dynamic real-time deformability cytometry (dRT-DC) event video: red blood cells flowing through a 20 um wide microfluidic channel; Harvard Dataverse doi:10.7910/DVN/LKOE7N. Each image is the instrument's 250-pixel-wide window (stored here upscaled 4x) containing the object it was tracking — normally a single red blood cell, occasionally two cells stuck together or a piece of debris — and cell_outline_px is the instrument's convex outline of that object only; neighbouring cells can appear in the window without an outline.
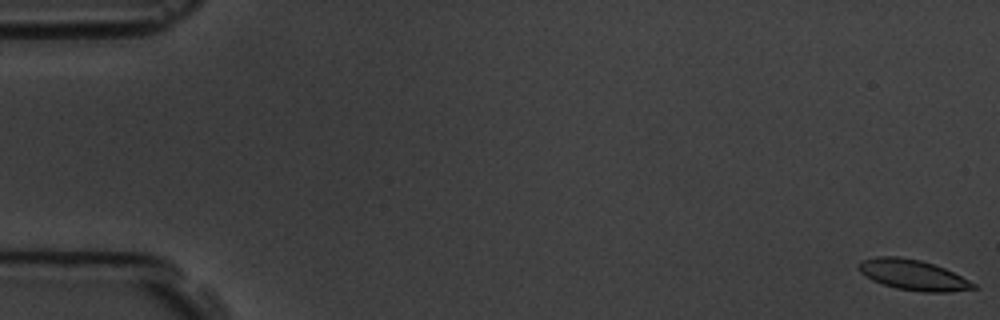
{"species": "common noctule bat (a hibernating species)", "species_latin": "Nyctalus noctula", "temperature_condition": "room temperature", "stored_images_in_passage": 5, "camera_frame_rate_fps": 3000, "um_per_image_px": 0.085, "animal": {"sex": "male", "body_mass_g": 19.5, "forearm_length_mm": 54.6}, "frame": {"image": 1, "passage_image": 1, "time_ms": 0.0, "image_size_px": [1000, 320], "cell_outline_px": [[980, 288], [948, 292], [920, 292], [896, 288], [872, 280], [864, 276], [856, 268], [856, 264], [860, 260], [876, 256], [900, 256], [920, 260], [944, 268], [976, 284]], "centroid_in_image_um": [77.55, 23.36], "position_along_channel_um": 7.4, "area_um2": 20.52}}
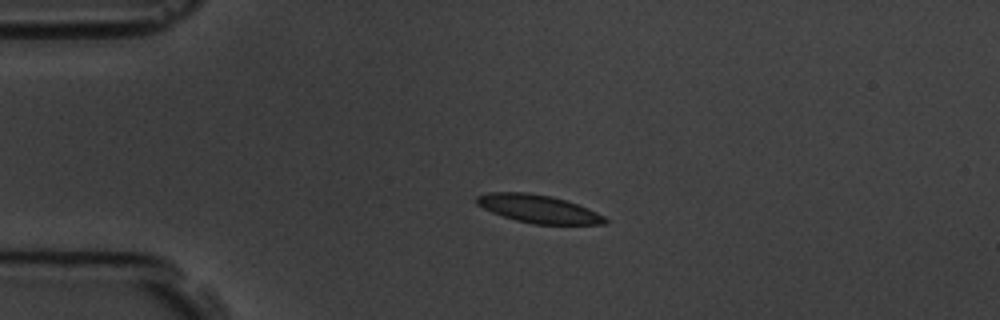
{"frame": {"image": 2, "passage_image": 4, "time_ms": 4.333, "image_size_px": [1000, 320], "cell_outline_px": [[608, 220], [604, 224], [532, 224], [516, 220], [492, 212], [476, 204], [476, 196], [488, 192], [528, 192], [552, 196], [588, 208], [604, 216]], "centroid_in_image_um": [45.74, 17.74], "position_along_channel_um": 39.3, "area_um2": 20.81}}